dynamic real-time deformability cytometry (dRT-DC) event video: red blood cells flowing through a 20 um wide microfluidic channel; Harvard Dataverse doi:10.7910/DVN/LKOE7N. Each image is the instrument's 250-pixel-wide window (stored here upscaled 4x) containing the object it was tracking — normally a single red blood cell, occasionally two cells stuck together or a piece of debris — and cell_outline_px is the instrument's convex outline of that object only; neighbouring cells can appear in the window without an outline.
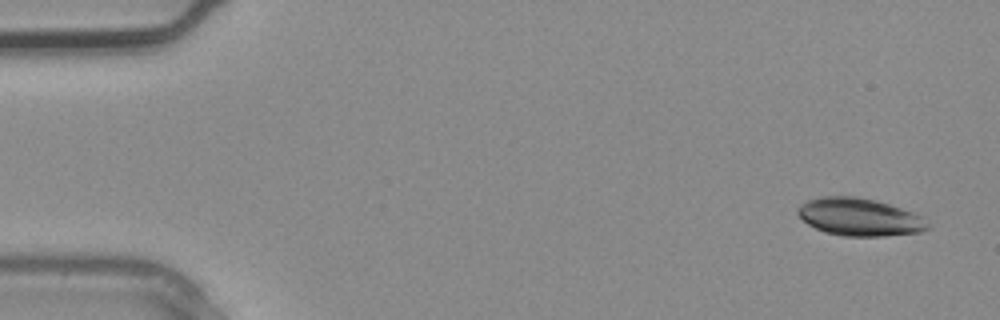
{"species": "common noctule bat (a hibernating species)", "species_latin": "Nyctalus noctula", "temperature_condition": "warm", "stored_images_in_passage": 4, "camera_frame_rate_fps": 3000, "um_per_image_px": 0.085, "animal": {"sex": "male", "body_mass_g": 20.4}, "frame": {"image": 1, "passage_image": 1, "time_ms": 0.0, "image_size_px": [1000, 320], "cell_outline_px": [[932, 224], [928, 228], [920, 232], [884, 236], [844, 236], [824, 232], [808, 224], [796, 212], [800, 204], [808, 200], [820, 196], [852, 196], [876, 200], [924, 216]], "centroid_in_image_um": [73.09, 18.45], "position_along_channel_um": 11.9, "area_um2": 28.61}}